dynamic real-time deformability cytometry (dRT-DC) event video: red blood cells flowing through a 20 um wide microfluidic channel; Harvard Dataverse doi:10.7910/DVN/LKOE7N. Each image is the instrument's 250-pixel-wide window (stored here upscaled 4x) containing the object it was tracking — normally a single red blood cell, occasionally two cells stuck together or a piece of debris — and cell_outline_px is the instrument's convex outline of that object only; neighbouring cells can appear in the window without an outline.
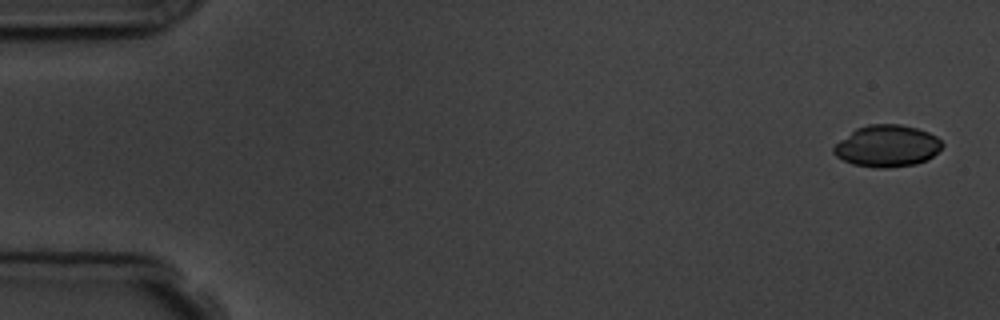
{"species": "common noctule bat (a hibernating species)", "species_latin": "Nyctalus noctula", "temperature_condition": "room temperature", "stored_images_in_passage": 5, "camera_frame_rate_fps": 3000, "um_per_image_px": 0.085, "animal": {"sex": "male", "body_mass_g": 19.5, "forearm_length_mm": 54.6}, "frame": {"image": 1, "passage_image": 1, "time_ms": 0.0, "image_size_px": [1000, 320], "cell_outline_px": [[944, 144], [928, 160], [916, 164], [888, 168], [876, 168], [852, 164], [836, 156], [832, 152], [832, 148], [840, 140], [856, 128], [868, 124], [900, 124], [916, 128], [928, 132], [936, 136]], "centroid_in_image_um": [75.39, 12.41], "position_along_channel_um": 9.6, "area_um2": 26.41}}
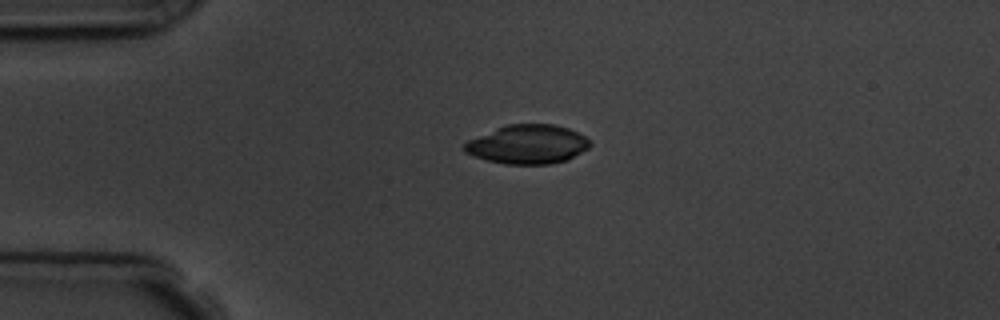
{"frame": {"image": 2, "passage_image": 4, "time_ms": 3.667, "image_size_px": [1000, 320], "cell_outline_px": [[592, 144], [588, 148], [568, 160], [548, 164], [504, 164], [488, 160], [464, 152], [464, 144], [468, 140], [496, 128], [508, 124], [556, 124], [568, 128], [584, 136]], "centroid_in_image_um": [44.86, 12.27], "position_along_channel_um": 40.1, "area_um2": 28.38}}